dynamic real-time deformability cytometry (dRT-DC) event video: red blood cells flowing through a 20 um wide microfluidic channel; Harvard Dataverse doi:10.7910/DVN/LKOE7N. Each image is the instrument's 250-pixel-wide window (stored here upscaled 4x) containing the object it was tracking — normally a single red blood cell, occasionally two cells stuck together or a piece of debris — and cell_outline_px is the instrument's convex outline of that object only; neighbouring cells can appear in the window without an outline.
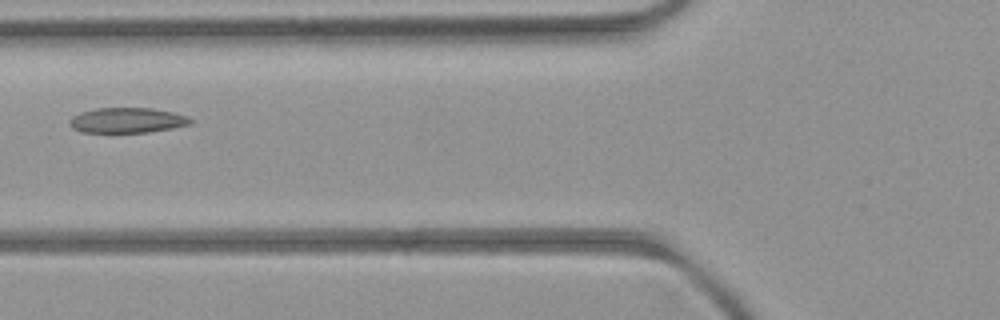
{"species": "common noctule bat (a hibernating species)", "species_latin": "Nyctalus noctula", "temperature_condition": "room temperature", "stored_images_in_passage": 6, "camera_frame_rate_fps": 3000, "um_per_image_px": 0.085, "animal": {"sex": "female", "body_mass_g": 21.9}, "frame": {"image": 1, "passage_image": 5, "time_ms": 4.667, "image_size_px": [1000, 320], "cell_outline_px": [[192, 124], [172, 128], [148, 132], [80, 132], [72, 128], [68, 124], [68, 120], [72, 116], [80, 112], [96, 108], [152, 108], [172, 112], [188, 116], [192, 120]], "centroid_in_image_um": [10.78, 10.22], "position_along_channel_um": 115.0, "area_um2": 17.86}}
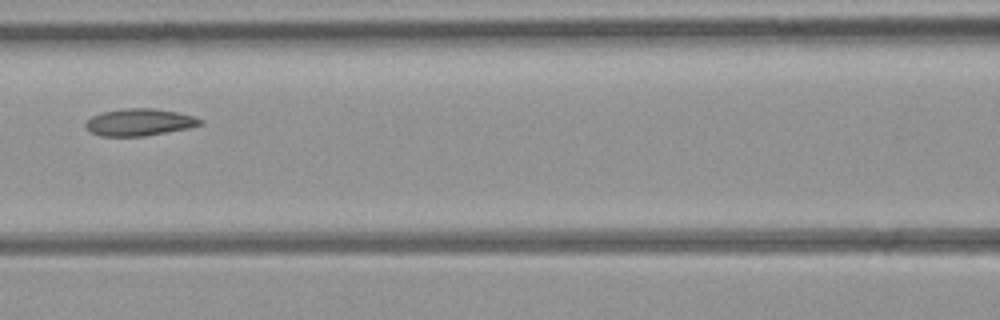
{"frame": {"image": 2, "passage_image": 6, "time_ms": 5.667, "image_size_px": [1000, 320], "cell_outline_px": [[204, 124], [188, 128], [144, 136], [100, 136], [88, 132], [84, 128], [84, 124], [92, 116], [100, 112], [120, 108], [152, 108], [176, 112], [192, 116], [204, 120]], "centroid_in_image_um": [11.79, 10.39], "position_along_channel_um": 154.8, "area_um2": 18.26}}